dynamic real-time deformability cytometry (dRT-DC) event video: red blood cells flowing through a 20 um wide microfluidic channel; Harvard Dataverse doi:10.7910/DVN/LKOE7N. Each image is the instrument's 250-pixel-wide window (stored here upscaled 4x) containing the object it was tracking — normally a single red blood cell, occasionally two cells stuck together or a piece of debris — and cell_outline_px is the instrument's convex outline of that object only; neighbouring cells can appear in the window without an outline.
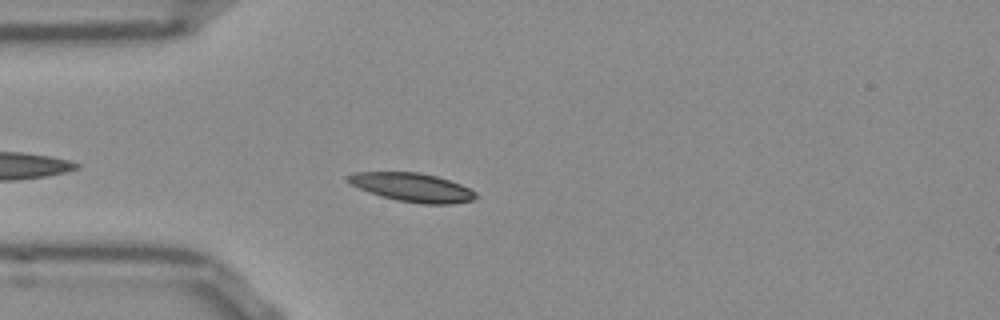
{"species": "Egyptian fruit bat (a non-hibernating species)", "species_latin": "Rousettus aegyptiacus", "temperature_condition": "room temperature", "stored_images_in_passage": 30, "camera_frame_rate_fps": 3000, "um_per_image_px": 0.085, "frame": {"image": 1, "passage_image": 4, "time_ms": 1.0, "image_size_px": [1000, 320], "cell_outline_px": [[480, 196], [476, 200], [452, 204], [420, 204], [396, 200], [380, 196], [368, 192], [344, 180], [344, 176], [356, 172], [420, 172], [436, 176], [460, 184], [476, 192]], "centroid_in_image_um": [35.05, 15.93], "position_along_channel_um": 49.9, "area_um2": 21.62}}
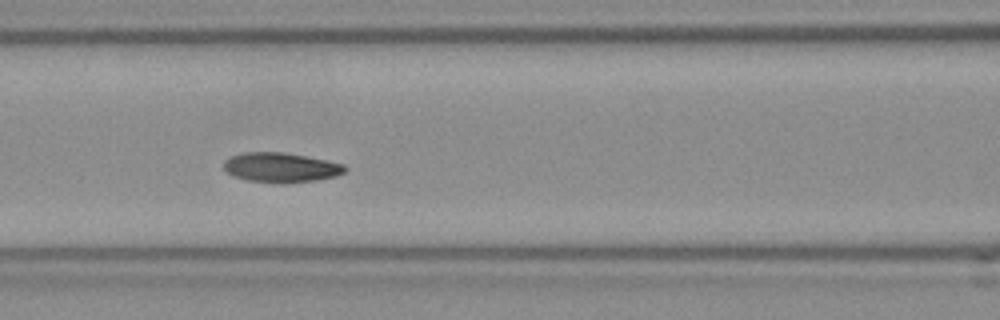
{"frame": {"image": 2, "passage_image": 12, "time_ms": 3.667, "image_size_px": [1000, 320], "cell_outline_px": [[348, 168], [344, 172], [336, 176], [316, 180], [284, 184], [280, 184], [244, 180], [232, 176], [224, 168], [224, 160], [232, 156], [244, 152], [284, 152], [308, 156], [344, 164]], "centroid_in_image_um": [23.88, 14.24], "position_along_channel_um": 142.7, "area_um2": 21.27}}
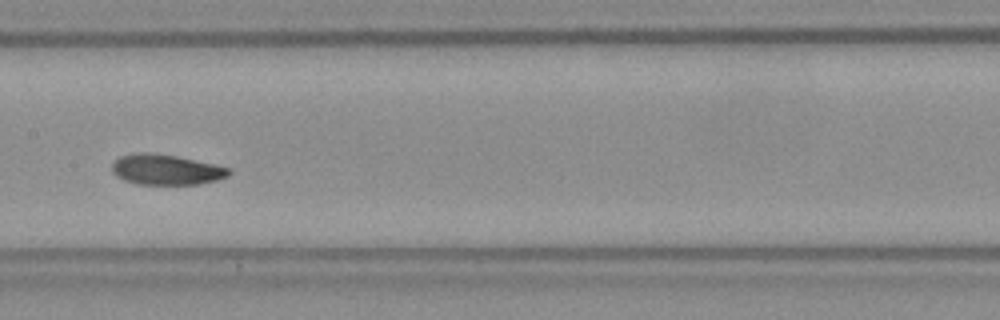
{"frame": {"image": 3, "passage_image": 16, "time_ms": 5.0, "image_size_px": [1000, 320], "cell_outline_px": [[232, 172], [228, 176], [216, 180], [196, 184], [136, 184], [124, 180], [116, 176], [112, 172], [112, 164], [120, 156], [140, 152], [144, 152], [176, 156], [216, 164], [228, 168]], "centroid_in_image_um": [14.11, 14.42], "position_along_channel_um": 193.3, "area_um2": 20.58}, "authors_computed_cell_mechanics": {"area_um2": 21.1837, "velocity_mm_per_s": 3.7916, "shape_relaxation_time_tau1_ms": 4.5217, "shape_relaxation_time_tau2_ms": 3.1085, "deformation_change_tau1": 0.1067, "deformation_change_tau2": 0.0769}}